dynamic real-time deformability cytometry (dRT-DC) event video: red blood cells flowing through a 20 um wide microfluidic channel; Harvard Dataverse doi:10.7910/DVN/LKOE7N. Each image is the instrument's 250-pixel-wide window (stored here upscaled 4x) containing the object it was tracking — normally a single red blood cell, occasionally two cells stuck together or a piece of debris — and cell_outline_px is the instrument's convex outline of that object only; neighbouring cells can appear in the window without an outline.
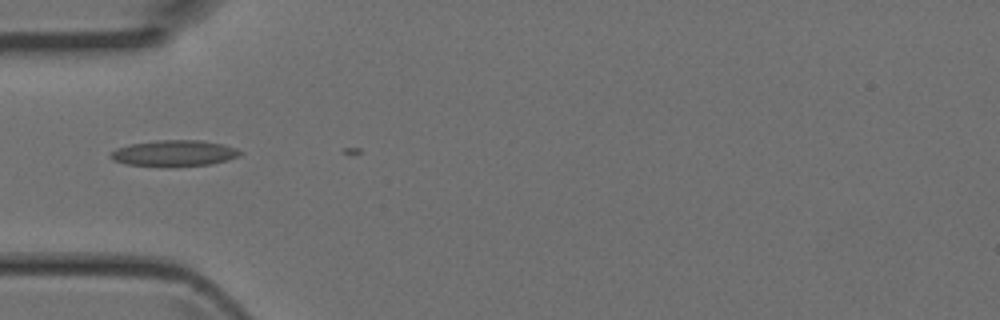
{"species": "Egyptian fruit bat (a non-hibernating species)", "species_latin": "Rousettus aegyptiacus", "temperature_condition": "room temperature", "stored_images_in_passage": 4, "camera_frame_rate_fps": 3000, "um_per_image_px": 0.085, "animal": {"sex": "female"}, "frame": {"image": 1, "passage_image": 4, "time_ms": 1.0, "image_size_px": [1000, 320], "cell_outline_px": [[244, 152], [240, 156], [228, 160], [212, 164], [176, 168], [164, 168], [124, 164], [112, 160], [108, 156], [116, 148], [132, 144], [156, 140], [200, 140], [224, 144], [236, 148]], "centroid_in_image_um": [14.82, 13.06], "position_along_channel_um": 70.2, "area_um2": 20.46}}